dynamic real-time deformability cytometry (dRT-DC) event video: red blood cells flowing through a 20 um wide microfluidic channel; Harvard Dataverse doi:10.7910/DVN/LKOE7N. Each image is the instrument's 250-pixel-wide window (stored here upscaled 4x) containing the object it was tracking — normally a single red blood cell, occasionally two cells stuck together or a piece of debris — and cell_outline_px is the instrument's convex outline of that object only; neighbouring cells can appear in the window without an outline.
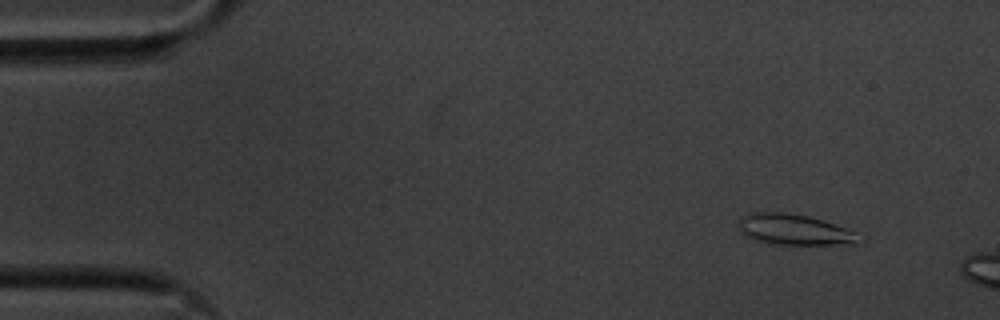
{"species": "common noctule bat (a hibernating species)", "species_latin": "Nyctalus noctula", "temperature_condition": "cold", "stored_images_in_passage": 8, "camera_frame_rate_fps": 3000, "um_per_image_px": 0.085, "animal": {"sex": "male", "body_mass_g": 20.1, "forearm_length_mm": 53.5}, "frame": {"image": 1, "passage_image": 3, "time_ms": 0.667, "image_size_px": [1000, 320], "cell_outline_px": [[864, 240], [856, 244], [776, 244], [752, 240], [744, 236], [736, 228], [740, 220], [748, 212], [780, 212], [808, 216], [824, 220], [856, 232]], "centroid_in_image_um": [67.49, 19.52], "position_along_channel_um": 17.5, "area_um2": 21.79}}